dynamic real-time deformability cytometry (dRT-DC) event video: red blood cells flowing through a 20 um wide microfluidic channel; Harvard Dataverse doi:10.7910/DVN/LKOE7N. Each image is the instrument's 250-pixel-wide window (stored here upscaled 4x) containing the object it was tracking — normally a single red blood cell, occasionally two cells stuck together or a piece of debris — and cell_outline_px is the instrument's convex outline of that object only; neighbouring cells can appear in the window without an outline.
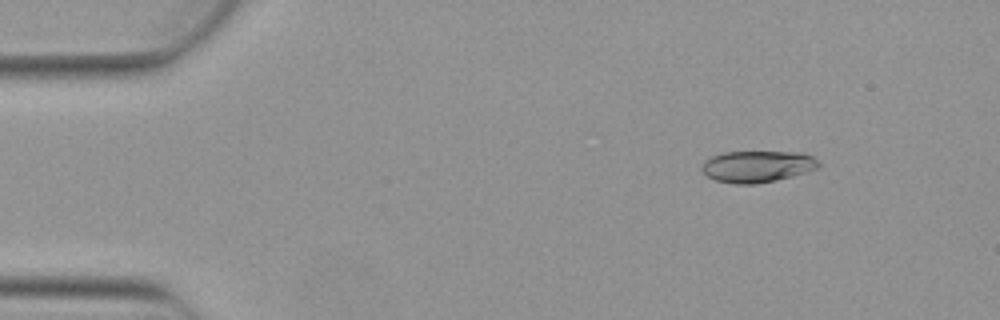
{"species": "Egyptian fruit bat (a non-hibernating species)", "species_latin": "Rousettus aegyptiacus", "temperature_condition": "warm", "stored_images_in_passage": 6, "camera_frame_rate_fps": 3000, "um_per_image_px": 0.085, "animal": {"sex": "female"}, "frame": {"image": 1, "passage_image": 2, "time_ms": 0.333, "image_size_px": [1000, 320], "cell_outline_px": [[820, 168], [808, 172], [776, 180], [756, 184], [736, 184], [716, 180], [708, 176], [700, 168], [704, 160], [712, 156], [724, 152], [804, 152], [812, 156], [820, 164]], "centroid_in_image_um": [64.4, 14.14], "position_along_channel_um": 20.6, "area_um2": 21.62}}
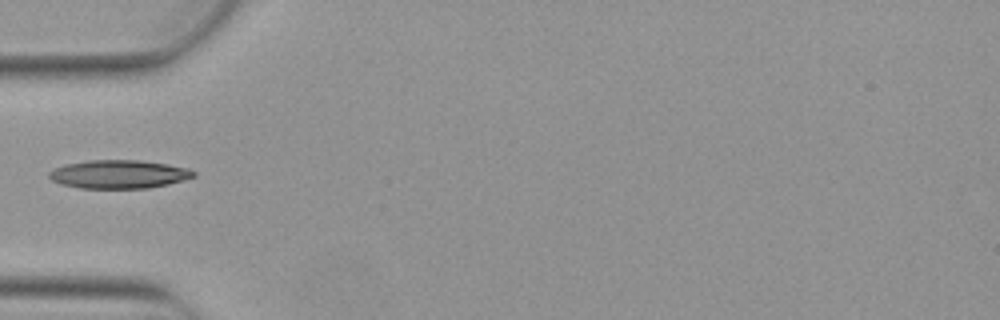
{"frame": {"image": 2, "passage_image": 5, "time_ms": 1.333, "image_size_px": [1000, 320], "cell_outline_px": [[196, 176], [168, 184], [148, 188], [80, 188], [60, 184], [52, 180], [48, 176], [48, 172], [52, 168], [64, 164], [88, 160], [140, 160], [168, 164], [188, 168], [196, 172]], "centroid_in_image_um": [10.07, 14.8], "position_along_channel_um": 74.9, "area_um2": 24.1}}
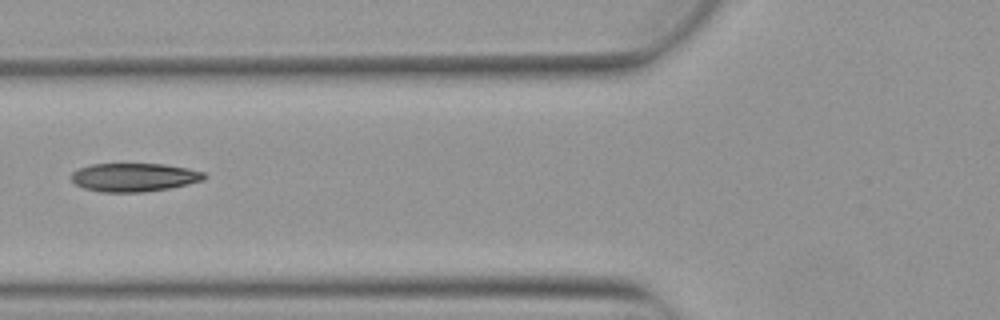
{"frame": {"image": 3, "passage_image": 6, "time_ms": 1.667, "image_size_px": [1000, 320], "cell_outline_px": [[208, 176], [204, 180], [168, 188], [140, 192], [100, 192], [84, 188], [76, 184], [72, 180], [72, 172], [80, 168], [92, 164], [164, 164], [188, 168], [204, 172]], "centroid_in_image_um": [11.42, 15.06], "position_along_channel_um": 114.4, "area_um2": 21.91}}